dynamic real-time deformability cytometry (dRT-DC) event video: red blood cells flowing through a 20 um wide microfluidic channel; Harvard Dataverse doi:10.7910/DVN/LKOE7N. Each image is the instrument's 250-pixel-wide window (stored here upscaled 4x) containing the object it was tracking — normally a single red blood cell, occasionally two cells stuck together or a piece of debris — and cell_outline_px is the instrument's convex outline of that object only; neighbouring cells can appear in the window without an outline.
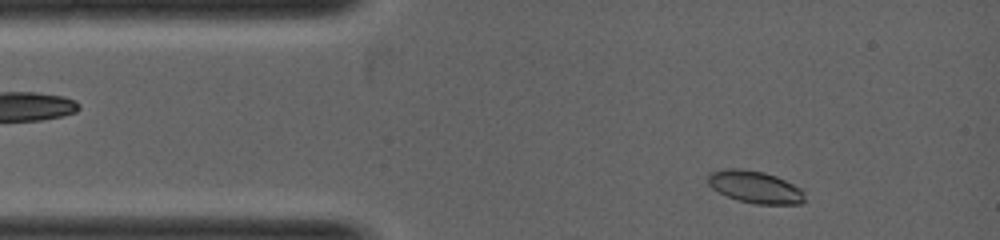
{"species": "common noctule bat (a hibernating species)", "species_latin": "Nyctalus noctula", "temperature_condition": "warm", "stored_images_in_passage": 4, "camera_frame_rate_fps": 5000, "um_per_image_px": 0.085, "animal": {"sex": "female", "body_mass_g": 19.0, "forearm_length_mm": 53.3}, "frame": {"image": 1, "passage_image": 1, "time_ms": 0.0, "image_size_px": [1000, 240], "cell_outline_px": [[804, 200], [800, 204], [756, 204], [736, 200], [712, 188], [708, 184], [708, 172], [724, 168], [740, 168], [764, 172], [776, 176], [800, 188], [804, 192]], "centroid_in_image_um": [64.15, 15.88], "position_along_channel_um": 20.9, "area_um2": 18.21}}
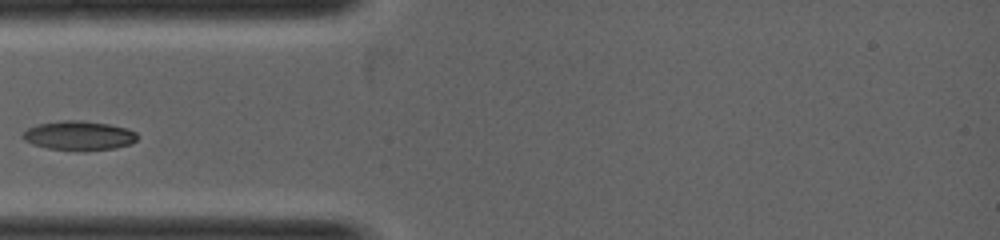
{"frame": {"image": 2, "passage_image": 4, "time_ms": 1.2, "image_size_px": [1000, 240], "cell_outline_px": [[136, 140], [132, 144], [116, 148], [84, 152], [48, 148], [32, 144], [24, 140], [20, 136], [28, 128], [36, 124], [64, 120], [80, 120], [108, 124], [128, 128], [136, 132]], "centroid_in_image_um": [6.71, 11.54], "position_along_channel_um": 78.3, "area_um2": 19.88}}